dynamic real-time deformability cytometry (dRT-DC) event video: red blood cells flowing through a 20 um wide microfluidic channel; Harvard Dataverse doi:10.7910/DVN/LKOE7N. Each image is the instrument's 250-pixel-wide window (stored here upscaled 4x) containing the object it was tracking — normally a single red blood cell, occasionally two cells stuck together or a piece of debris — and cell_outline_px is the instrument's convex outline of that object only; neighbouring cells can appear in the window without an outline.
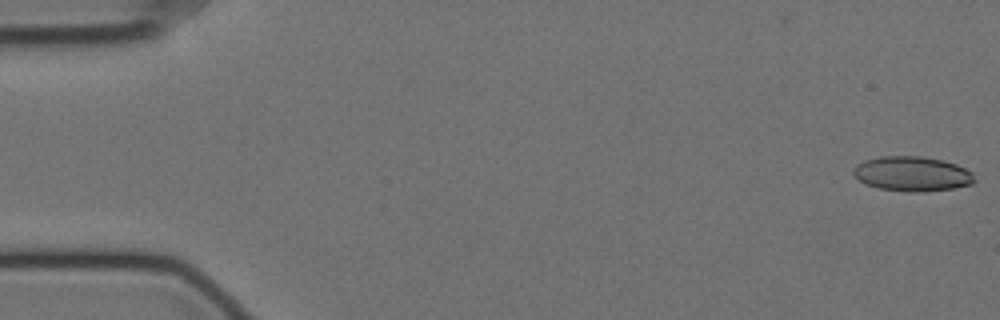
{"species": "Egyptian fruit bat (a non-hibernating species)", "species_latin": "Rousettus aegyptiacus", "temperature_condition": "cold", "stored_images_in_passage": 20, "camera_frame_rate_fps": 3000, "um_per_image_px": 0.085, "animal": {"sex": "female"}, "frame": {"image": 1, "passage_image": 1, "time_ms": 0.0, "image_size_px": [1000, 320], "cell_outline_px": [[976, 180], [972, 184], [952, 188], [920, 192], [908, 192], [880, 188], [868, 184], [860, 180], [852, 172], [856, 164], [864, 160], [880, 156], [920, 156], [940, 160], [956, 164], [972, 172]], "centroid_in_image_um": [77.54, 14.77], "position_along_channel_um": 7.5, "area_um2": 24.33}}
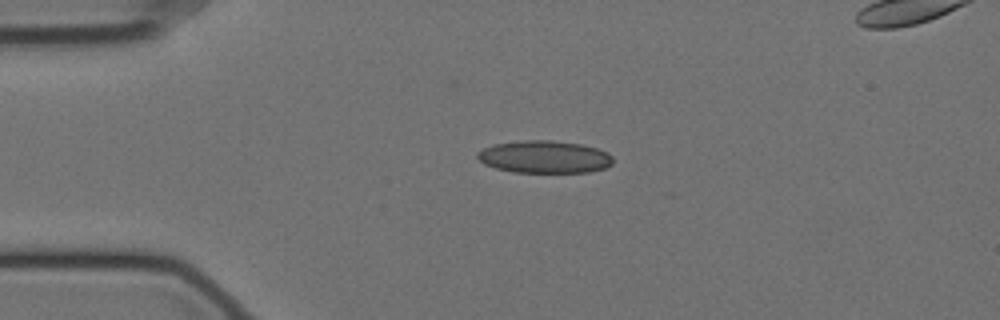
{"frame": {"image": 2, "passage_image": 13, "time_ms": 4.0, "image_size_px": [1000, 320], "cell_outline_px": [[612, 164], [604, 168], [588, 172], [512, 172], [496, 168], [484, 164], [476, 156], [476, 152], [492, 144], [520, 140], [552, 140], [580, 144], [596, 148], [608, 152], [612, 156]], "centroid_in_image_um": [46.25, 13.33], "position_along_channel_um": 38.8, "area_um2": 25.72}}
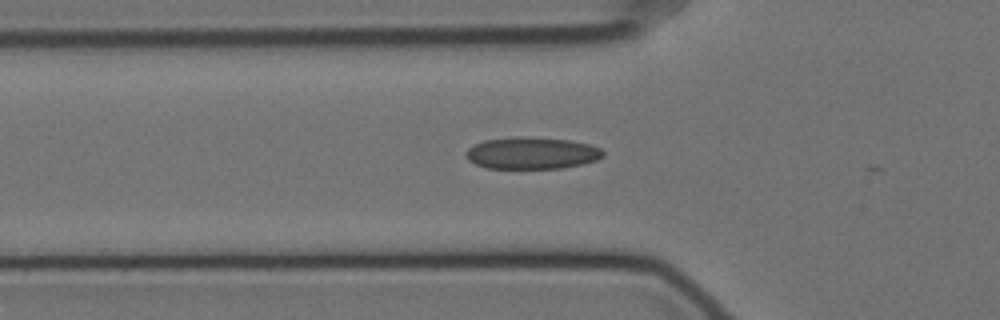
{"frame": {"image": 3, "passage_image": 19, "time_ms": 6.0, "image_size_px": [1000, 320], "cell_outline_px": [[604, 156], [596, 160], [584, 164], [560, 168], [484, 168], [468, 160], [468, 148], [484, 140], [516, 136], [528, 136], [572, 140], [588, 144], [600, 148], [604, 152]], "centroid_in_image_um": [45.24, 13.0], "position_along_channel_um": 80.6, "area_um2": 25.55}}